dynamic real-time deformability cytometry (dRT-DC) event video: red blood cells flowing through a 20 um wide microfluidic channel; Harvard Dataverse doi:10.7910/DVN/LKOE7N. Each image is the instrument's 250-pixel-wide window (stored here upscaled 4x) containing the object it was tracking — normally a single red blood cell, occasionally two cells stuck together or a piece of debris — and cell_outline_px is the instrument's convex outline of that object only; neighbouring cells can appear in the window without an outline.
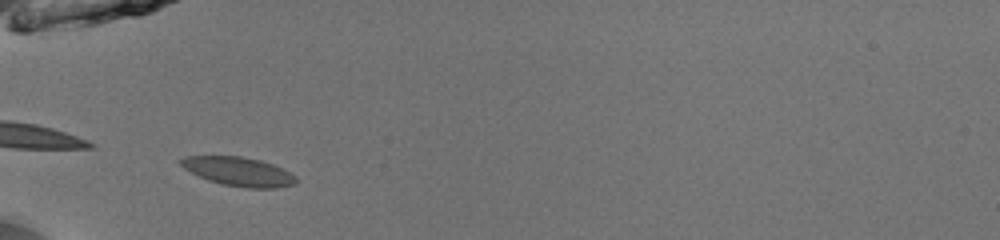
{"species": "common noctule bat (a hibernating species)", "species_latin": "Nyctalus noctula", "temperature_condition": "room temperature", "stored_images_in_passage": 25, "camera_frame_rate_fps": 3000, "um_per_image_px": 0.085, "animal": {"sex": "male", "body_mass_g": 13.0, "forearm_length_mm": 53.1}, "frame": {"image": 1, "passage_image": 15, "time_ms": 4.667, "image_size_px": [1000, 240], "cell_outline_px": [[296, 180], [292, 184], [276, 188], [244, 188], [224, 184], [208, 180], [184, 168], [180, 164], [180, 160], [184, 156], [240, 156], [260, 160], [272, 164], [296, 176]], "centroid_in_image_um": [20.26, 14.57], "position_along_channel_um": 64.7, "area_um2": 19.07}}
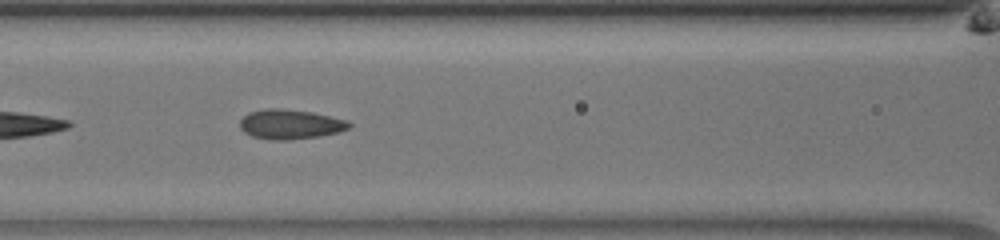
{"frame": {"image": 2, "passage_image": 21, "time_ms": 6.667, "image_size_px": [1000, 240], "cell_outline_px": [[352, 124], [348, 128], [336, 132], [320, 136], [288, 140], [272, 140], [252, 136], [244, 132], [240, 128], [240, 120], [248, 112], [268, 108], [280, 108], [312, 112], [348, 120]], "centroid_in_image_um": [24.65, 10.56], "position_along_channel_um": 141.9, "area_um2": 18.84}}